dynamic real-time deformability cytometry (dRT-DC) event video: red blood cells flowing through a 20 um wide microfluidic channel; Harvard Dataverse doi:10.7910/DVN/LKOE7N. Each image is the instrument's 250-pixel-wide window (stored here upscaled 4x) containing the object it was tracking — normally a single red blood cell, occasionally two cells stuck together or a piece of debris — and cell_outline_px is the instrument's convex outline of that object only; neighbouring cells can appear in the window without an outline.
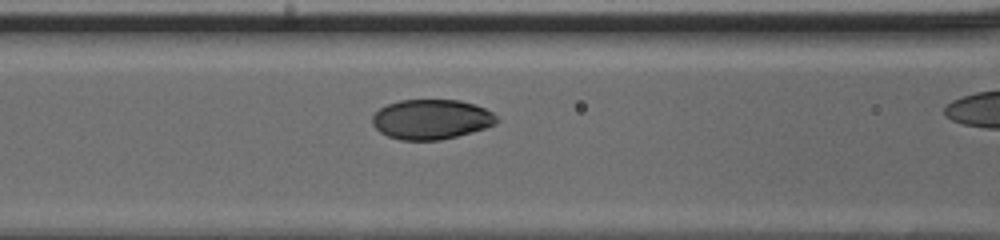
{"species": "human", "species_latin": "Homo sapiens", "temperature_condition": "cold", "stored_images_in_passage": 24, "camera_frame_rate_fps": 3000, "um_per_image_px": 0.085, "donor": {"sex": "male"}, "frame": {"image": 1, "passage_image": 6, "time_ms": 1.667, "image_size_px": [1000, 240], "cell_outline_px": [[500, 120], [496, 124], [472, 132], [440, 140], [400, 140], [388, 136], [380, 132], [372, 124], [372, 116], [380, 108], [388, 104], [400, 100], [460, 100], [484, 108], [492, 112]], "centroid_in_image_um": [36.66, 10.14], "position_along_channel_um": 129.9, "area_um2": 28.84}}
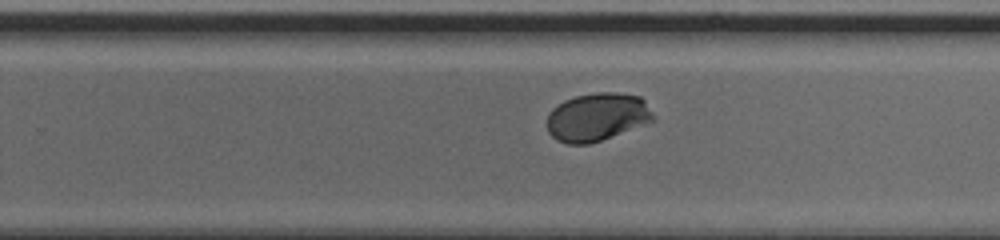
{"frame": {"image": 2, "passage_image": 16, "time_ms": 5.0, "image_size_px": [1000, 240], "cell_outline_px": [[656, 120], [600, 140], [588, 144], [568, 144], [556, 140], [548, 132], [548, 112], [552, 108], [564, 100], [576, 96], [596, 92], [616, 92], [640, 96], [644, 100], [656, 116]], "centroid_in_image_um": [50.76, 9.93], "position_along_channel_um": 279.0, "area_um2": 29.82}}
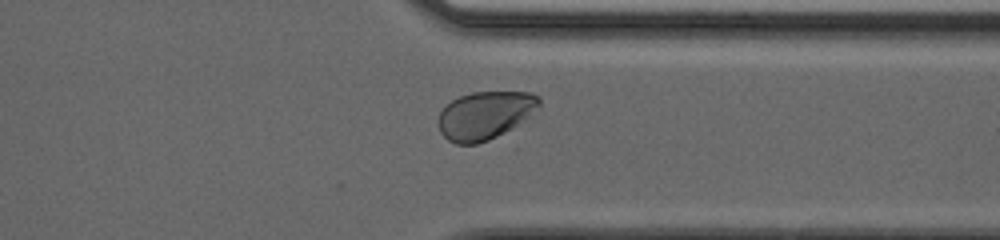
{"frame": {"image": 3, "passage_image": 22, "time_ms": 7.0, "image_size_px": [1000, 240], "cell_outline_px": [[540, 108], [512, 128], [488, 140], [476, 144], [456, 144], [448, 140], [440, 132], [436, 120], [440, 112], [452, 100], [460, 96], [472, 92], [532, 92], [540, 96]], "centroid_in_image_um": [41.22, 9.79], "position_along_channel_um": 370.2, "area_um2": 28.26}}